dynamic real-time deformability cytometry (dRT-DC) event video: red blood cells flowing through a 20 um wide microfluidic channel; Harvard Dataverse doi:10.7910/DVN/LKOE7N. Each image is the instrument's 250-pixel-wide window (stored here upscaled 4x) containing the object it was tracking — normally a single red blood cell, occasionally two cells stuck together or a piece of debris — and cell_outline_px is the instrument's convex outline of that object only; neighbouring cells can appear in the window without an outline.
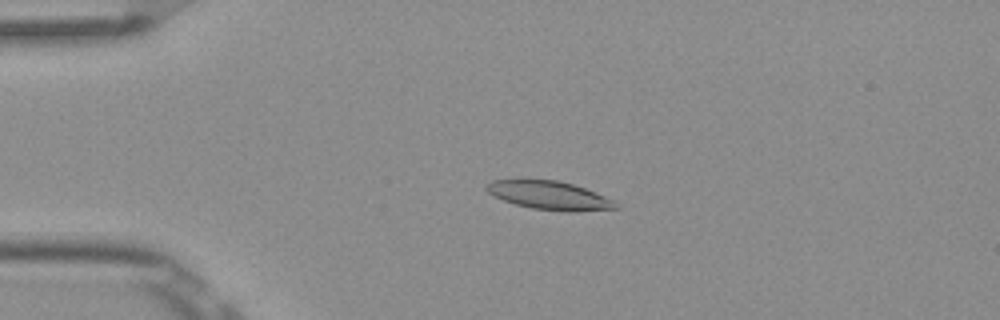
{"species": "Egyptian fruit bat (a non-hibernating species)", "species_latin": "Rousettus aegyptiacus", "temperature_condition": "room temperature", "stored_images_in_passage": 3, "camera_frame_rate_fps": 3000, "um_per_image_px": 0.085, "frame": {"image": 1, "passage_image": 3, "time_ms": 0.667, "image_size_px": [1000, 320], "cell_outline_px": [[620, 208], [572, 212], [532, 208], [516, 204], [492, 196], [484, 188], [492, 180], [556, 180], [572, 184], [584, 188], [616, 200], [620, 204]], "centroid_in_image_um": [46.75, 16.62], "position_along_channel_um": 38.2, "area_um2": 21.39}}